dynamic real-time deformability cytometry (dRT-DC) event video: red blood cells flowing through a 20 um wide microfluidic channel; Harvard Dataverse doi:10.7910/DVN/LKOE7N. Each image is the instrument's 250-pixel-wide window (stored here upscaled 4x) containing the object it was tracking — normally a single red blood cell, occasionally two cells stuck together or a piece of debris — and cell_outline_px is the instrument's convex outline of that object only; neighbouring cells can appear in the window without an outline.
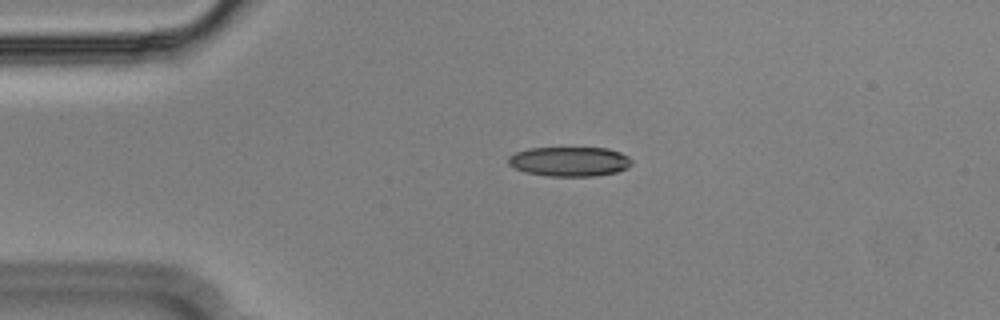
{"species": "Egyptian fruit bat (a non-hibernating species)", "species_latin": "Rousettus aegyptiacus", "temperature_condition": "cold", "stored_images_in_passage": 55, "camera_frame_rate_fps": 3000, "um_per_image_px": 0.085, "animal": {"sex": "male"}, "frame": {"image": 1, "passage_image": 12, "time_ms": 3.667, "image_size_px": [1000, 320], "cell_outline_px": [[632, 164], [628, 168], [616, 172], [596, 176], [548, 176], [524, 172], [508, 164], [508, 156], [516, 152], [528, 148], [608, 148], [620, 152], [628, 156], [632, 160]], "centroid_in_image_um": [48.42, 13.73], "position_along_channel_um": 36.6, "area_um2": 21.39}}
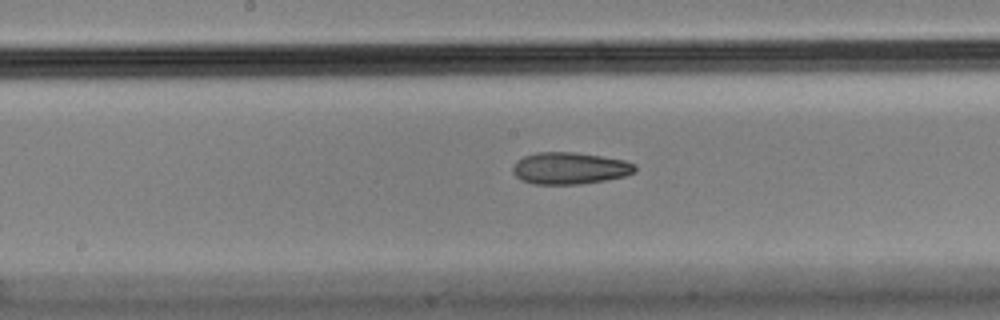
{"frame": {"image": 2, "passage_image": 28, "time_ms": 9.0, "image_size_px": [1000, 320], "cell_outline_px": [[636, 172], [624, 176], [604, 180], [580, 184], [532, 184], [520, 180], [512, 172], [512, 168], [516, 160], [524, 156], [536, 152], [576, 152], [624, 160], [636, 164]], "centroid_in_image_um": [48.4, 14.3], "position_along_channel_um": 199.8, "area_um2": 22.83}}
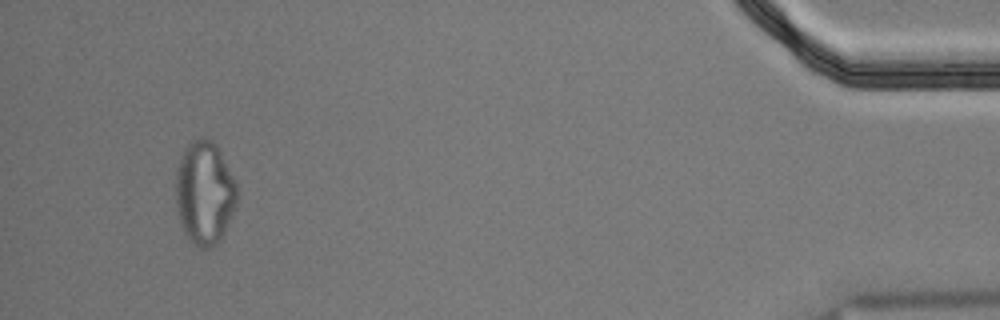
{"frame": {"image": 3, "passage_image": 52, "time_ms": 17.0, "image_size_px": [1000, 320], "cell_outline_px": [[236, 204], [224, 232], [220, 240], [212, 248], [200, 248], [192, 244], [184, 232], [180, 224], [176, 208], [176, 168], [184, 148], [192, 140], [200, 136], [204, 136], [212, 140], [216, 144], [236, 180]], "centroid_in_image_um": [17.37, 16.37], "position_along_channel_um": 417.8, "area_um2": 37.28}, "authors_computed_cell_mechanics": {"area_um2": 22.542, "velocity_mm_per_s": 3.6308, "shape_relaxation_time_tau1_ms": null, "shape_relaxation_time_tau2_ms": 4.5004, "deformation_change_tau1": null, "deformation_change_tau2": 0.1279}}